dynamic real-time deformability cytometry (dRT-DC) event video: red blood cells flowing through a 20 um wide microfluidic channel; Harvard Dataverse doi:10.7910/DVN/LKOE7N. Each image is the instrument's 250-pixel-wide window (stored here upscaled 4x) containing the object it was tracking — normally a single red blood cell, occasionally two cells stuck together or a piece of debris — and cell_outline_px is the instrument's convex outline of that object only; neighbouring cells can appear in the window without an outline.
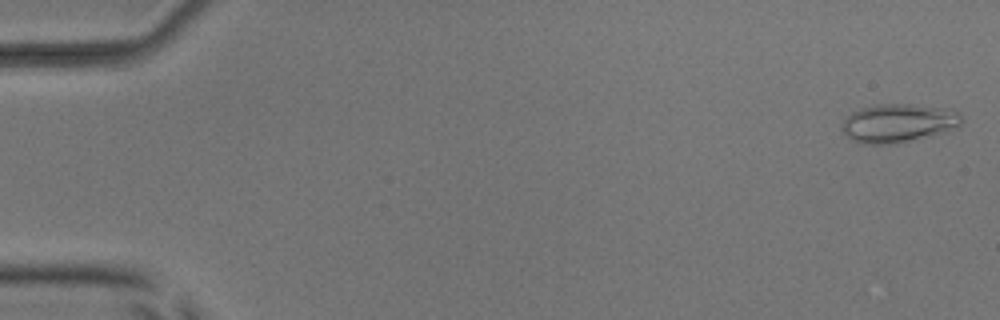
{"species": "common noctule bat (a hibernating species)", "species_latin": "Nyctalus noctula", "temperature_condition": "room temperature", "stored_images_in_passage": 52, "camera_frame_rate_fps": 3000, "um_per_image_px": 0.085, "animal": {"sex": "male", "body_mass_g": 17.9, "forearm_length_mm": 54.2}, "frame": {"image": 1, "passage_image": 1, "time_ms": 0.0, "image_size_px": [1000, 320], "cell_outline_px": [[964, 120], [960, 128], [948, 132], [896, 144], [860, 144], [852, 140], [840, 128], [840, 124], [852, 112], [860, 108], [872, 104], [908, 104], [948, 108], [960, 112]], "centroid_in_image_um": [76.41, 10.47], "position_along_channel_um": 8.6, "area_um2": 27.63}}
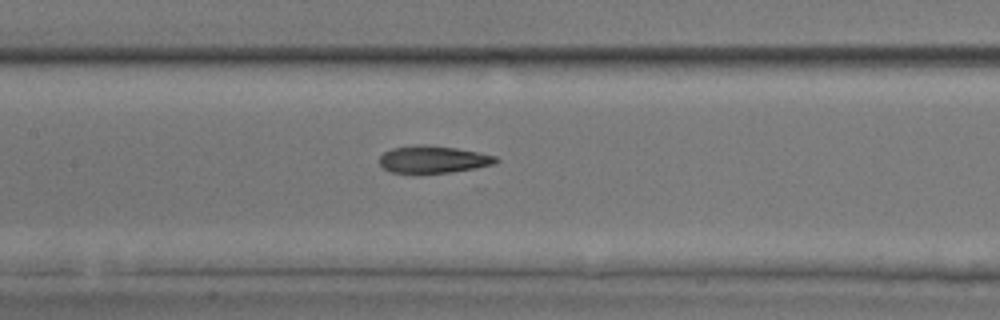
{"frame": {"image": 2, "passage_image": 25, "time_ms": 8.0, "image_size_px": [1000, 320], "cell_outline_px": [[500, 160], [496, 164], [476, 168], [448, 172], [392, 172], [384, 168], [380, 164], [380, 156], [384, 152], [392, 148], [416, 144], [424, 144], [456, 148], [496, 156]], "centroid_in_image_um": [36.84, 13.53], "position_along_channel_um": 170.6, "area_um2": 18.26}}
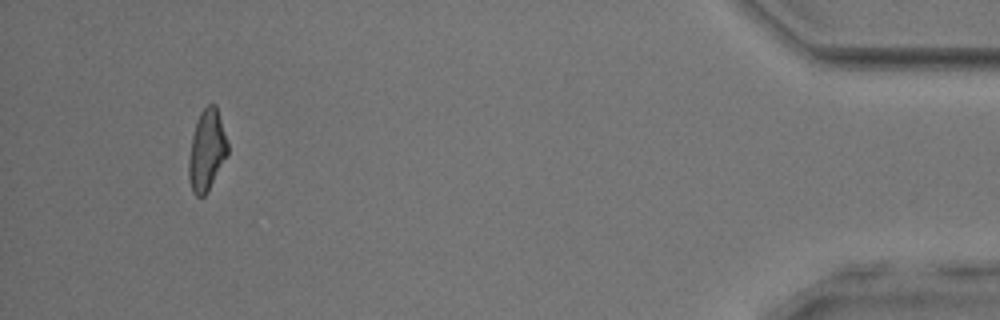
{"frame": {"image": 3, "passage_image": 49, "time_ms": 16.0, "image_size_px": [1000, 320], "cell_outline_px": [[228, 156], [204, 196], [196, 196], [192, 192], [188, 180], [188, 160], [192, 136], [196, 120], [200, 112], [208, 104], [216, 104], [228, 144]], "centroid_in_image_um": [17.56, 12.78], "position_along_channel_um": 417.6, "area_um2": 18.5}, "authors_computed_cell_mechanics": {"area_um2": 19.1896, "velocity_mm_per_s": 3.9514, "shape_relaxation_time_tau1_ms": 5.9785, "shape_relaxation_time_tau2_ms": 1.9603, "deformation_change_tau1": 0.2083, "deformation_change_tau2": 0.1101}}